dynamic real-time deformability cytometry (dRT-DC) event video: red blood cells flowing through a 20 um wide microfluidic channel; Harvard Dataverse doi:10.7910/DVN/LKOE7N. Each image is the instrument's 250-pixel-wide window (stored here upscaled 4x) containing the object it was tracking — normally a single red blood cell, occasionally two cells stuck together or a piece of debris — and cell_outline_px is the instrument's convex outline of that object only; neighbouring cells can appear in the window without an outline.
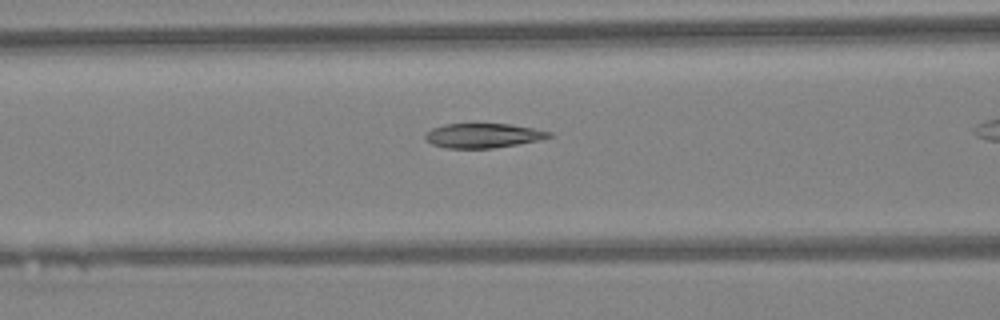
{"species": "Egyptian fruit bat (a non-hibernating species)", "species_latin": "Rousettus aegyptiacus", "temperature_condition": "warm", "stored_images_in_passage": 34, "camera_frame_rate_fps": 3000, "um_per_image_px": 0.085, "animal": {"sex": "female"}, "frame": {"image": 1, "passage_image": 16, "time_ms": 5.0, "image_size_px": [1000, 320], "cell_outline_px": [[552, 136], [540, 140], [492, 148], [448, 148], [432, 144], [424, 140], [424, 136], [432, 128], [444, 124], [508, 124], [532, 128], [552, 132]], "centroid_in_image_um": [41.04, 11.52], "position_along_channel_um": 125.6, "area_um2": 17.51}}
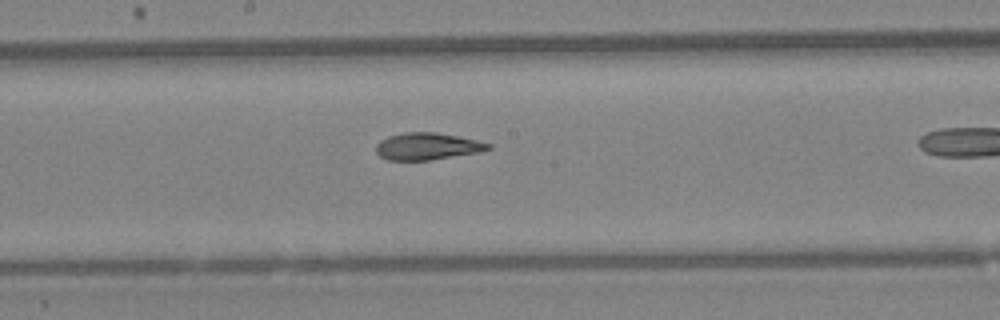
{"frame": {"image": 2, "passage_image": 22, "time_ms": 7.0, "image_size_px": [1000, 320], "cell_outline_px": [[492, 148], [476, 152], [428, 160], [388, 160], [380, 156], [376, 152], [376, 144], [380, 140], [388, 136], [404, 132], [436, 132], [476, 140], [492, 144]], "centroid_in_image_um": [36.27, 12.43], "position_along_channel_um": 211.9, "area_um2": 17.46}}
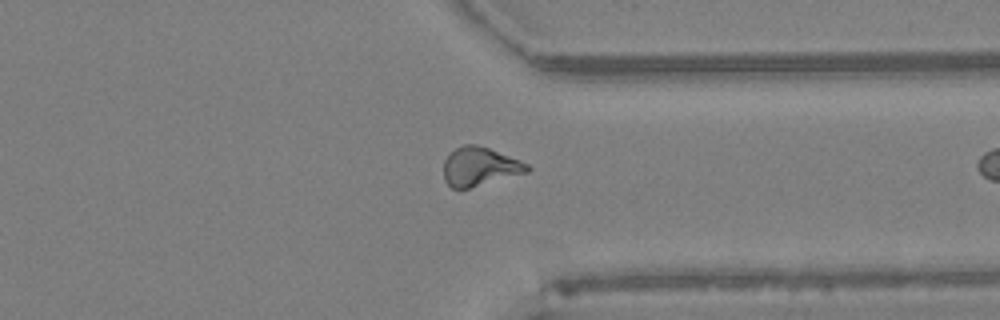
{"frame": {"image": 3, "passage_image": 33, "time_ms": 10.667, "image_size_px": [1000, 320], "cell_outline_px": [[532, 168], [528, 172], [468, 188], [452, 188], [444, 180], [444, 160], [456, 148], [464, 144], [476, 144], [488, 148], [520, 160], [528, 164]], "centroid_in_image_um": [40.78, 14.15], "position_along_channel_um": 370.6, "area_um2": 18.61}}